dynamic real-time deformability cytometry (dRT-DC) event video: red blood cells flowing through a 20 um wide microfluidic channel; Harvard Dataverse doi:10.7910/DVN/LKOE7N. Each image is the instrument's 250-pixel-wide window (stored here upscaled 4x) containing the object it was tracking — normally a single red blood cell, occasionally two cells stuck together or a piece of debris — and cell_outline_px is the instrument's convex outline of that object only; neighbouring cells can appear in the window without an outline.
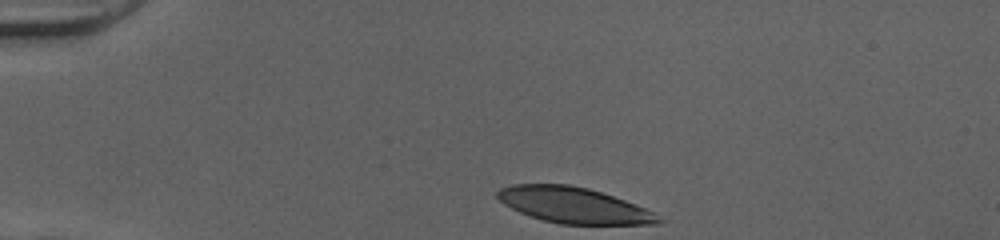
{"species": "human", "species_latin": "Homo sapiens", "temperature_condition": "cold", "stored_images_in_passage": 32, "camera_frame_rate_fps": 3000, "um_per_image_px": 0.085, "donor": {"sex": "female"}, "frame": {"image": 1, "passage_image": 1, "time_ms": 0.0, "image_size_px": [1000, 240], "cell_outline_px": [[664, 220], [660, 224], [560, 224], [544, 220], [520, 212], [504, 204], [496, 196], [496, 192], [500, 188], [512, 184], [568, 184], [588, 188], [636, 204], [652, 212]], "centroid_in_image_um": [48.75, 17.44], "position_along_channel_um": 36.2, "area_um2": 33.29}}
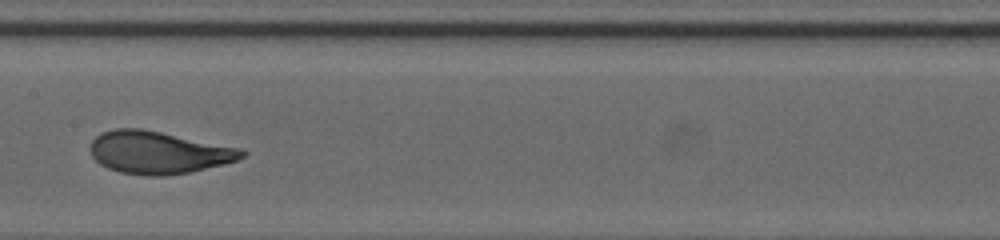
{"frame": {"image": 2, "passage_image": 17, "time_ms": 5.333, "image_size_px": [1000, 240], "cell_outline_px": [[248, 152], [244, 156], [236, 160], [224, 164], [188, 172], [160, 176], [148, 176], [120, 172], [108, 168], [100, 164], [92, 156], [88, 148], [92, 140], [96, 136], [104, 132], [116, 128], [140, 128], [240, 148]], "centroid_in_image_um": [13.43, 12.96], "position_along_channel_um": 194.0, "area_um2": 37.22}}
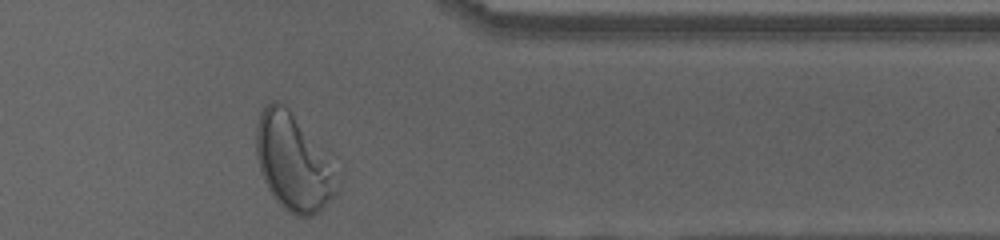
{"frame": {"image": 3, "passage_image": 32, "time_ms": 10.333, "image_size_px": [1000, 240], "cell_outline_px": [[340, 184], [336, 192], [320, 212], [312, 216], [296, 216], [288, 212], [276, 200], [268, 188], [260, 172], [256, 156], [256, 124], [260, 112], [272, 100], [276, 100], [284, 104], [288, 108], [332, 172]], "centroid_in_image_um": [24.82, 13.86], "position_along_channel_um": 386.6, "area_um2": 43.47}, "authors_computed_cell_mechanics": {"area_um2": 36.5007, "velocity_mm_per_s": 4.0152, "shape_relaxation_time_tau1_ms": 3.5937, "shape_relaxation_time_tau2_ms": null, "deformation_change_tau1": 0.1931, "deformation_change_tau2": null}}